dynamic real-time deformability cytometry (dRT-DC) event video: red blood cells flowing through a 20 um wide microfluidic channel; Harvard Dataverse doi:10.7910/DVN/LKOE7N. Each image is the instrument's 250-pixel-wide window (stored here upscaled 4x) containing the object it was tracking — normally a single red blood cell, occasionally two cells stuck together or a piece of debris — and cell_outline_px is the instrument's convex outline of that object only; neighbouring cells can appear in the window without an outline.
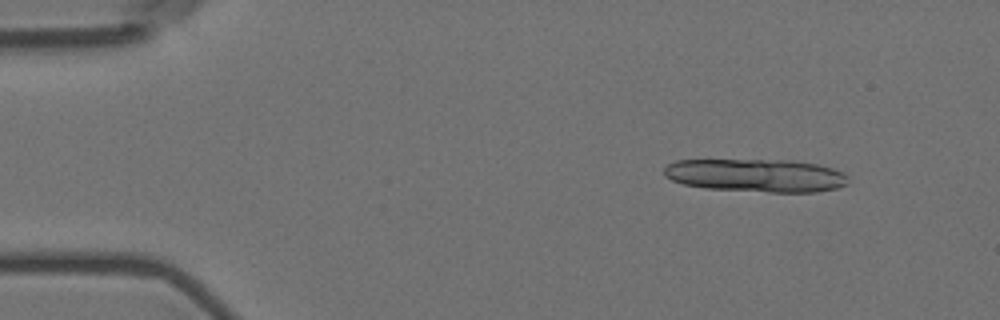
{"species": "Egyptian fruit bat (a non-hibernating species)", "species_latin": "Rousettus aegyptiacus", "temperature_condition": "room temperature", "stored_images_in_passage": 15, "camera_frame_rate_fps": 3000, "um_per_image_px": 0.085, "animal": {"sex": "female"}, "frame": {"image": 1, "passage_image": 6, "time_ms": 1.667, "image_size_px": [1000, 320], "cell_outline_px": [[848, 184], [836, 188], [816, 192], [768, 192], [704, 188], [684, 184], [672, 180], [664, 176], [664, 168], [668, 164], [676, 160], [792, 160], [816, 164], [832, 168], [844, 172], [848, 176]], "centroid_in_image_um": [64.28, 14.91], "position_along_channel_um": 20.7, "area_um2": 35.66}}